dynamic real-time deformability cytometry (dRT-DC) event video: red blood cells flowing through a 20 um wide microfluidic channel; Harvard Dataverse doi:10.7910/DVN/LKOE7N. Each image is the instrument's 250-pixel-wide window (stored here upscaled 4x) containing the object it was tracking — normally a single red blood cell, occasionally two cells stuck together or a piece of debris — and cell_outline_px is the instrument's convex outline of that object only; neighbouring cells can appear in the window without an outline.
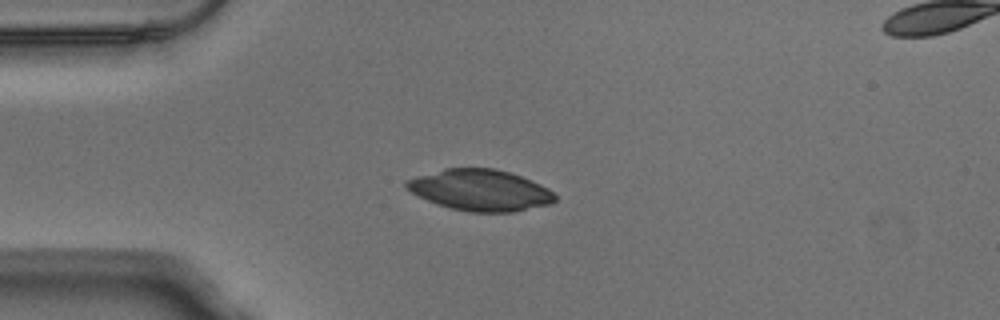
{"species": "Egyptian fruit bat (a non-hibernating species)", "species_latin": "Rousettus aegyptiacus", "temperature_condition": "warm", "stored_images_in_passage": 40, "camera_frame_rate_fps": 3000, "um_per_image_px": 0.085, "animal": {"sex": "male"}, "frame": {"image": 1, "passage_image": 1, "time_ms": 0.0, "image_size_px": [1000, 320], "cell_outline_px": [[556, 200], [552, 204], [512, 212], [468, 212], [436, 204], [404, 188], [404, 180], [416, 176], [444, 168], [492, 168], [508, 172], [520, 176], [540, 184], [548, 188], [556, 196]], "centroid_in_image_um": [40.8, 16.16], "position_along_channel_um": 44.2, "area_um2": 35.66}}
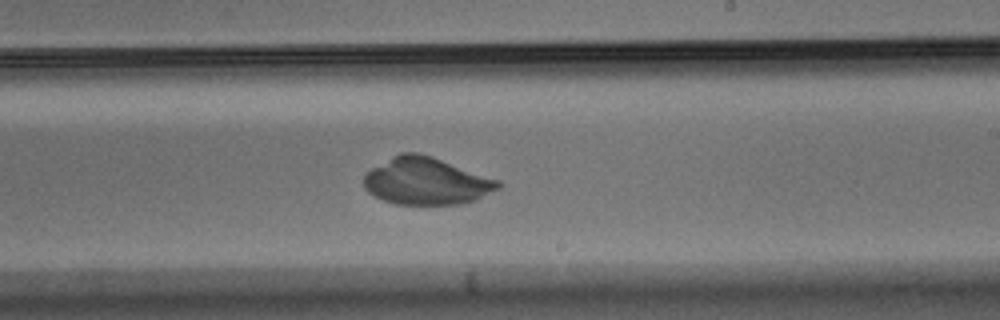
{"frame": {"image": 2, "passage_image": 19, "time_ms": 6.0, "image_size_px": [1000, 320], "cell_outline_px": [[504, 184], [500, 188], [476, 200], [460, 204], [396, 204], [384, 200], [368, 192], [364, 188], [364, 172], [392, 156], [400, 152], [416, 152], [432, 156], [500, 180]], "centroid_in_image_um": [36.25, 15.39], "position_along_channel_um": 252.7, "area_um2": 37.11}}
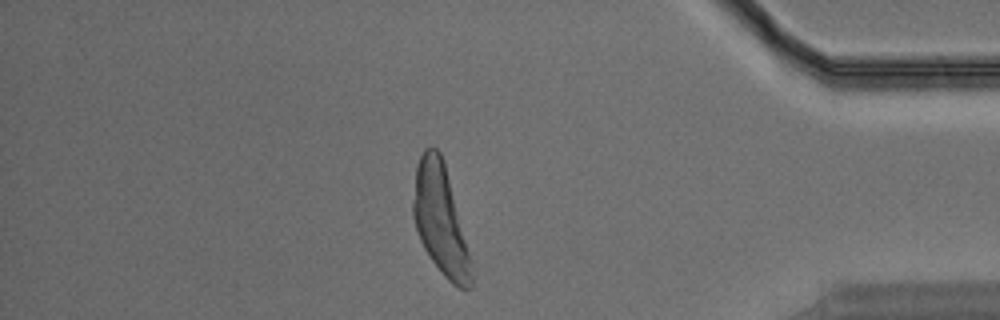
{"frame": {"image": 3, "passage_image": 33, "time_ms": 10.667, "image_size_px": [1000, 320], "cell_outline_px": [[476, 268], [472, 288], [460, 288], [452, 284], [444, 276], [432, 260], [424, 248], [420, 240], [412, 216], [412, 200], [416, 164], [424, 148], [432, 144], [440, 152], [444, 160]], "centroid_in_image_um": [37.49, 18.7], "position_along_channel_um": 397.7, "area_um2": 38.61}}